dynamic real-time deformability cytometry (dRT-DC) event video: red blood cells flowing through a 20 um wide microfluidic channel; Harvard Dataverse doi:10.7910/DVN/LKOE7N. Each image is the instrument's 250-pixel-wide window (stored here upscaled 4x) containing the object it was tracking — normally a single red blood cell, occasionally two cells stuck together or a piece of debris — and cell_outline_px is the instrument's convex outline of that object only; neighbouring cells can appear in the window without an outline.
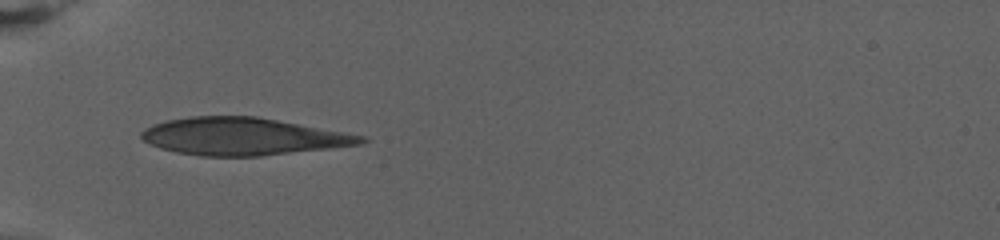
{"species": "human", "species_latin": "Homo sapiens", "temperature_condition": "warm", "stored_images_in_passage": 49, "camera_frame_rate_fps": 3000, "um_per_image_px": 0.085, "donor": {"sex": "female"}, "frame": {"image": 1, "passage_image": 1, "time_ms": 0.0, "image_size_px": [1000, 240], "cell_outline_px": [[368, 140], [364, 144], [332, 148], [260, 156], [200, 156], [176, 152], [160, 148], [144, 140], [140, 136], [140, 132], [144, 128], [152, 124], [168, 120], [192, 116], [256, 116], [344, 132], [364, 136]], "centroid_in_image_um": [20.64, 11.6], "position_along_channel_um": 64.4, "area_um2": 47.8}}
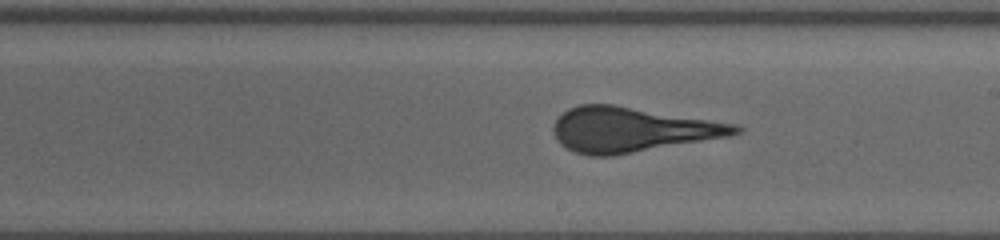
{"frame": {"image": 2, "passage_image": 20, "time_ms": 6.333, "image_size_px": [1000, 240], "cell_outline_px": [[744, 128], [740, 132], [732, 136], [612, 156], [588, 156], [576, 152], [560, 144], [556, 140], [552, 132], [552, 124], [568, 108], [580, 104], [612, 104], [736, 124]], "centroid_in_image_um": [53.68, 11.02], "position_along_channel_um": 235.3, "area_um2": 47.57}}
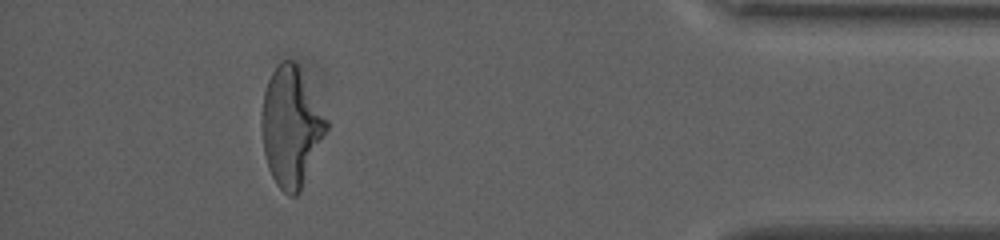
{"frame": {"image": 3, "passage_image": 43, "time_ms": 14.0, "image_size_px": [1000, 240], "cell_outline_px": [[328, 128], [300, 192], [296, 196], [288, 196], [276, 184], [268, 168], [264, 152], [260, 128], [260, 112], [264, 92], [268, 80], [272, 72], [284, 60], [292, 60], [300, 68], [328, 120]], "centroid_in_image_um": [24.72, 10.79], "position_along_channel_um": 410.5, "area_um2": 45.08}}